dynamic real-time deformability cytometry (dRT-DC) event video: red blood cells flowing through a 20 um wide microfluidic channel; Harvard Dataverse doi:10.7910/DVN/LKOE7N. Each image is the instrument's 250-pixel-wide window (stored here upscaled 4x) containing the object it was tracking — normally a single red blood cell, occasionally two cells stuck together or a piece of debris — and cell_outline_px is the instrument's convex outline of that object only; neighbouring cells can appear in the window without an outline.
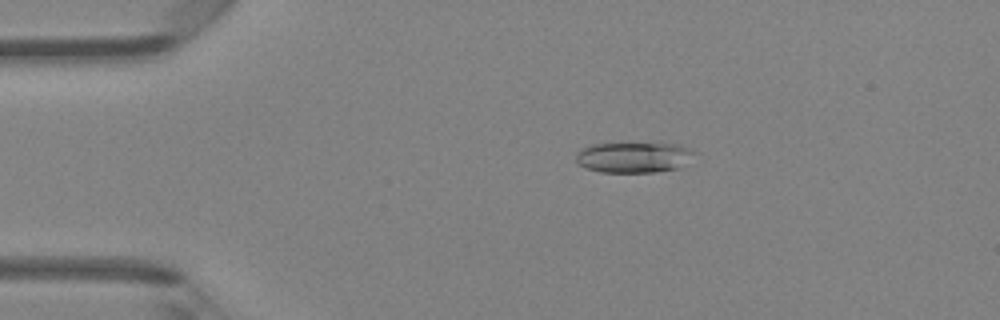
{"species": "Egyptian fruit bat (a non-hibernating species)", "species_latin": "Rousettus aegyptiacus", "temperature_condition": "room temperature", "stored_images_in_passage": 47, "camera_frame_rate_fps": 3000, "um_per_image_px": 0.085, "animal": {"sex": "female"}, "frame": {"image": 1, "passage_image": 9, "time_ms": 2.667, "image_size_px": [1000, 320], "cell_outline_px": [[692, 152], [680, 168], [656, 172], [600, 172], [588, 168], [580, 164], [576, 160], [576, 152], [580, 148], [592, 144], [676, 144], [692, 148]], "centroid_in_image_um": [53.8, 13.38], "position_along_channel_um": 31.2, "area_um2": 20.69}}
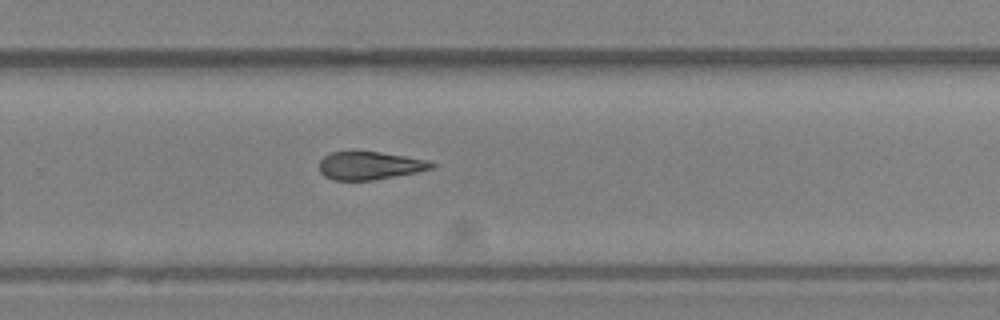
{"frame": {"image": 2, "passage_image": 31, "time_ms": 10.0, "image_size_px": [1000, 320], "cell_outline_px": [[436, 164], [432, 168], [416, 172], [372, 180], [332, 180], [324, 176], [320, 172], [320, 160], [324, 156], [332, 152], [352, 148], [408, 156], [428, 160]], "centroid_in_image_um": [31.38, 14.03], "position_along_channel_um": 298.4, "area_um2": 18.9}}
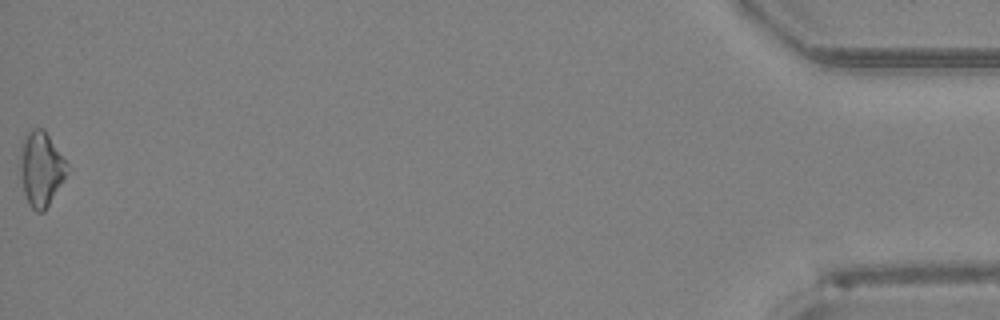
{"frame": {"image": 3, "passage_image": 47, "time_ms": 15.333, "image_size_px": [1000, 320], "cell_outline_px": [[68, 172], [44, 212], [36, 212], [28, 204], [24, 192], [20, 176], [20, 156], [24, 140], [28, 132], [32, 128], [44, 128], [68, 164]], "centroid_in_image_um": [3.49, 14.36], "position_along_channel_um": 431.7, "area_um2": 20.23}, "authors_computed_cell_mechanics": {"area_um2": 19.4208, "velocity_mm_per_s": 4.3394, "shape_relaxation_time_tau1_ms": 4.293, "shape_relaxation_time_tau2_ms": 7.2002, "deformation_change_tau1": 0.1395, "deformation_change_tau2": 0.209}}